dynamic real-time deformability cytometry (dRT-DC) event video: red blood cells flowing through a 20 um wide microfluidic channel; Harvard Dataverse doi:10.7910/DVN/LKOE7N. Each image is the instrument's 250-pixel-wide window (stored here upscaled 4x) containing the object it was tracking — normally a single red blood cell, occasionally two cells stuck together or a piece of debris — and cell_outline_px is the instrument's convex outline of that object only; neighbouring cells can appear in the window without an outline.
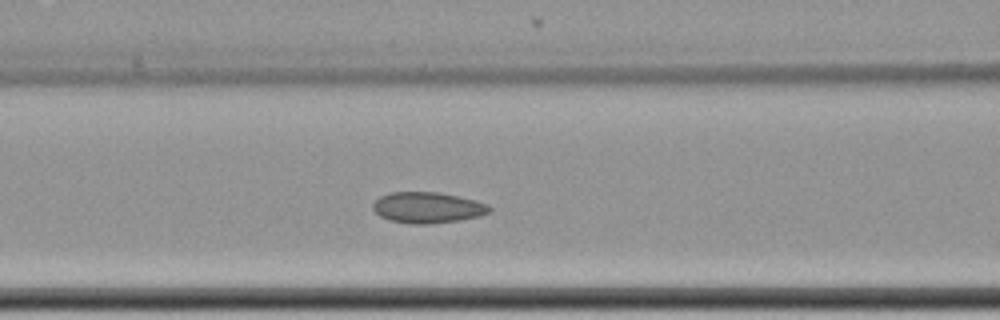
{"species": "common noctule bat (a hibernating species)", "species_latin": "Nyctalus noctula", "temperature_condition": "cold", "stored_images_in_passage": 40, "camera_frame_rate_fps": 3000, "um_per_image_px": 0.085, "animal": {"sex": "female", "body_mass_g": 22.7, "forearm_length_mm": 54.2}, "frame": {"image": 1, "passage_image": 10, "time_ms": 3.0, "image_size_px": [1000, 320], "cell_outline_px": [[492, 212], [480, 216], [460, 220], [424, 224], [412, 224], [388, 220], [380, 216], [372, 208], [372, 204], [380, 196], [392, 192], [436, 192], [476, 200], [488, 204], [492, 208]], "centroid_in_image_um": [36.36, 17.65], "position_along_channel_um": 130.2, "area_um2": 21.04}}
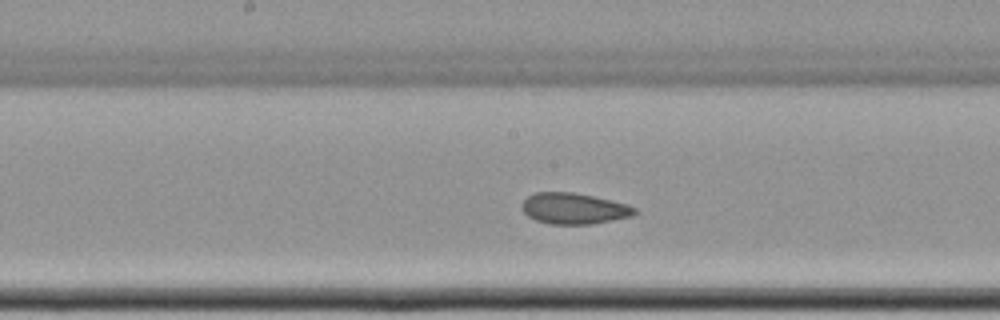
{"frame": {"image": 2, "passage_image": 16, "time_ms": 5.0, "image_size_px": [1000, 320], "cell_outline_px": [[636, 212], [632, 216], [592, 224], [552, 224], [536, 220], [528, 216], [520, 208], [520, 204], [528, 196], [536, 192], [572, 192], [592, 196], [628, 204], [636, 208]], "centroid_in_image_um": [48.76, 17.72], "position_along_channel_um": 199.4, "area_um2": 20.35}}
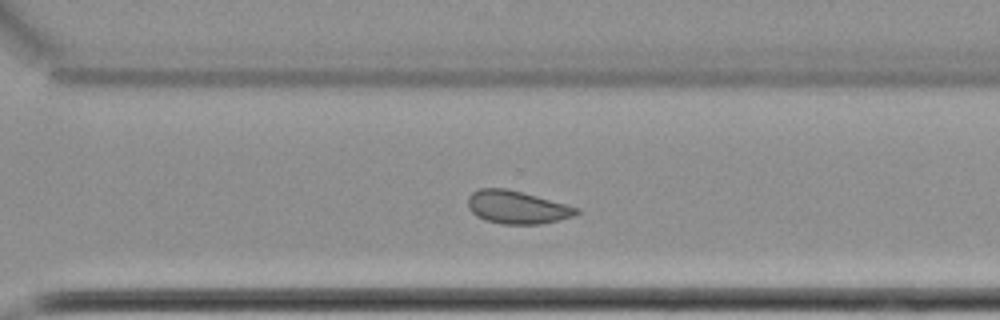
{"frame": {"image": 3, "passage_image": 27, "time_ms": 8.667, "image_size_px": [1000, 320], "cell_outline_px": [[580, 212], [572, 216], [540, 224], [504, 224], [484, 220], [476, 216], [468, 208], [468, 196], [472, 192], [480, 188], [508, 188], [580, 208]], "centroid_in_image_um": [43.91, 17.61], "position_along_channel_um": 326.7, "area_um2": 20.81}, "authors_computed_cell_mechanics": {"area_um2": 21.1548, "velocity_mm_per_s": 3.4679, "shape_relaxation_time_tau1_ms": null, "shape_relaxation_time_tau2_ms": 2.0809, "deformation_change_tau1": null, "deformation_change_tau2": 0.0388}}